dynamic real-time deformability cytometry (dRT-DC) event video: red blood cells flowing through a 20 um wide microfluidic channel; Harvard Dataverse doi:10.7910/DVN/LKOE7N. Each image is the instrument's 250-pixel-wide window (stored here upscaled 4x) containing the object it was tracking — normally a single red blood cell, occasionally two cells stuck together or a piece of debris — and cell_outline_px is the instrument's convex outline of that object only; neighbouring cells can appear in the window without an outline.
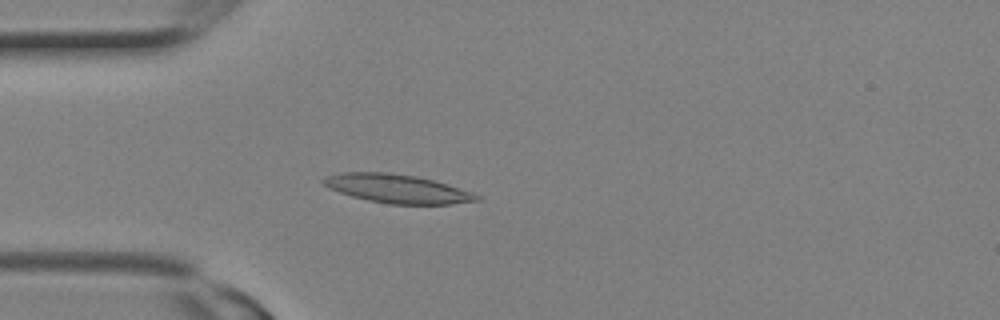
{"species": "Egyptian fruit bat (a non-hibernating species)", "species_latin": "Rousettus aegyptiacus", "temperature_condition": "room temperature", "stored_images_in_passage": 9, "camera_frame_rate_fps": 3000, "um_per_image_px": 0.085, "animal": {"sex": "female"}, "frame": {"image": 1, "passage_image": 7, "time_ms": 2.0, "image_size_px": [1000, 320], "cell_outline_px": [[480, 200], [452, 204], [388, 204], [368, 200], [352, 196], [328, 188], [320, 180], [324, 176], [340, 172], [388, 172], [416, 176], [448, 184], [472, 192], [480, 196]], "centroid_in_image_um": [33.73, 16.03], "position_along_channel_um": 51.3, "area_um2": 25.66}}
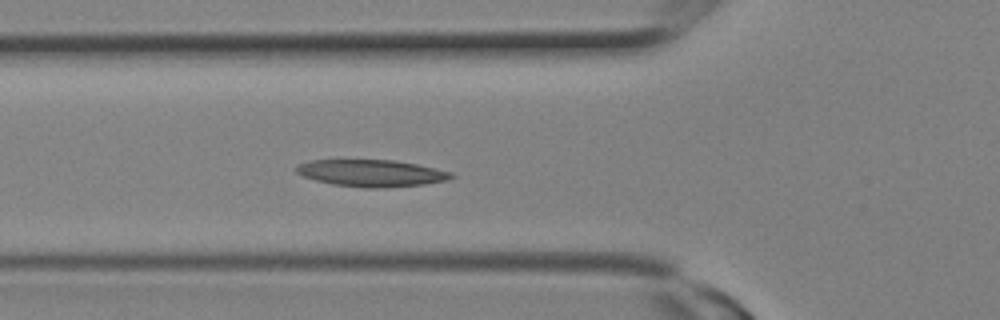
{"frame": {"image": 2, "passage_image": 9, "time_ms": 2.667, "image_size_px": [1000, 320], "cell_outline_px": [[456, 176], [448, 180], [424, 184], [384, 188], [364, 188], [332, 184], [316, 180], [304, 176], [296, 172], [296, 168], [300, 164], [312, 160], [396, 160], [416, 164], [452, 172]], "centroid_in_image_um": [31.61, 14.72], "position_along_channel_um": 94.2, "area_um2": 24.22}}